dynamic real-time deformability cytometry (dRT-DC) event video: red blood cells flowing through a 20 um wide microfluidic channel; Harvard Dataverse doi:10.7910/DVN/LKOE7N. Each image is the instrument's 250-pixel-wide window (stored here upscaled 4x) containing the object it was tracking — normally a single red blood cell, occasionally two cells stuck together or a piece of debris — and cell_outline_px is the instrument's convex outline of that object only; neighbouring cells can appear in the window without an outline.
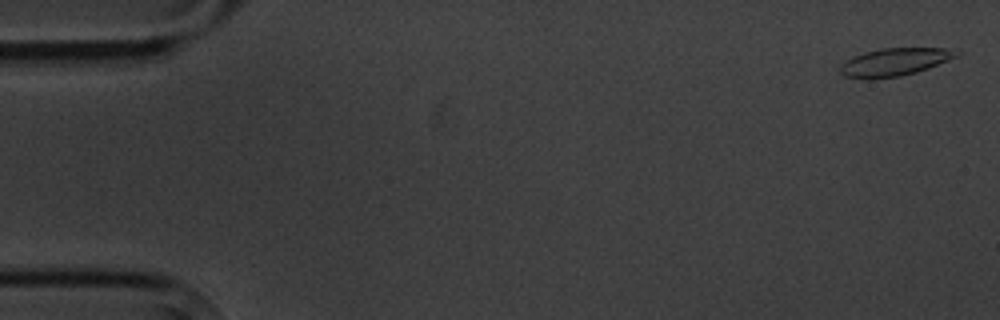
{"species": "common noctule bat (a hibernating species)", "species_latin": "Nyctalus noctula", "temperature_condition": "cold", "stored_images_in_passage": 5, "camera_frame_rate_fps": 3000, "um_per_image_px": 0.085, "animal": {"sex": "male", "body_mass_g": 20.1, "forearm_length_mm": 53.5}, "frame": {"image": 1, "passage_image": 1, "time_ms": 0.0, "image_size_px": [1000, 320], "cell_outline_px": [[964, 52], [960, 56], [928, 68], [916, 72], [900, 76], [868, 80], [844, 76], [840, 72], [840, 64], [852, 56], [864, 52], [880, 48], [948, 48]], "centroid_in_image_um": [76.05, 5.27], "position_along_channel_um": 8.9, "area_um2": 19.19}}
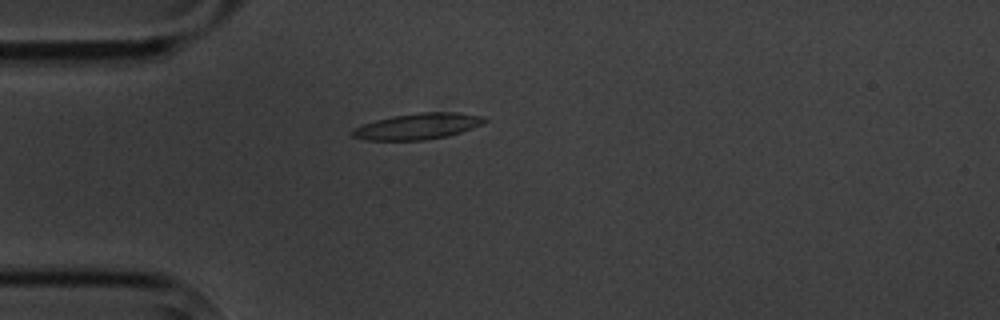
{"frame": {"image": 2, "passage_image": 5, "time_ms": 4.667, "image_size_px": [1000, 320], "cell_outline_px": [[488, 120], [472, 128], [448, 136], [424, 140], [364, 140], [352, 136], [352, 128], [376, 120], [392, 116], [420, 112], [456, 112], [484, 116]], "centroid_in_image_um": [35.5, 10.73], "position_along_channel_um": 49.5, "area_um2": 20.0}}